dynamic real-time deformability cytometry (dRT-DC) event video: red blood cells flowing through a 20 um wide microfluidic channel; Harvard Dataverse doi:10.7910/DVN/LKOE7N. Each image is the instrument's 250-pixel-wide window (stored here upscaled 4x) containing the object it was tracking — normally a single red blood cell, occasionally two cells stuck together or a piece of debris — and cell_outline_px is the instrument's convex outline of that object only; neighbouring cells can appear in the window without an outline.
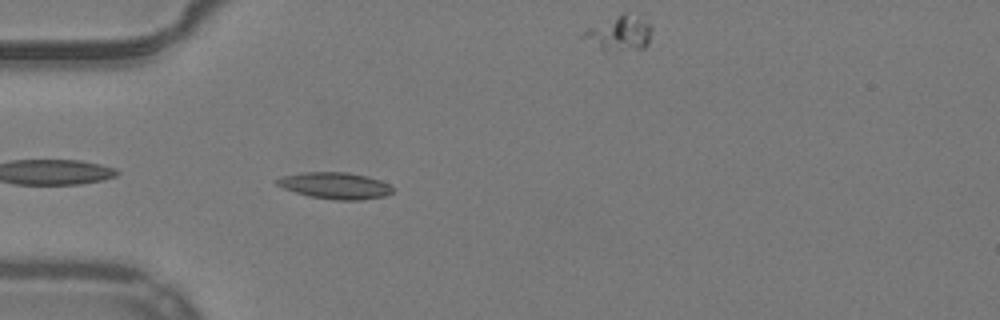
{"species": "common noctule bat (a hibernating species)", "species_latin": "Nyctalus noctula", "temperature_condition": "warm", "stored_images_in_passage": 33, "camera_frame_rate_fps": 3000, "um_per_image_px": 0.085, "animal": {"sex": "male", "body_mass_g": 19.2, "forearm_length_mm": 51.8}, "frame": {"image": 1, "passage_image": 3, "time_ms": 0.667, "image_size_px": [1000, 320], "cell_outline_px": [[392, 192], [388, 196], [360, 200], [336, 200], [308, 196], [284, 188], [276, 184], [272, 180], [280, 176], [304, 172], [348, 172], [380, 180], [388, 184], [392, 188]], "centroid_in_image_um": [28.45, 15.78], "position_along_channel_um": 56.5, "area_um2": 17.98}}
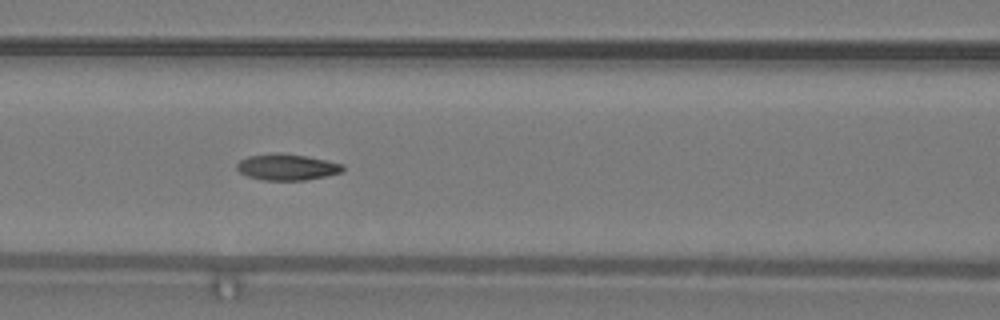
{"frame": {"image": 2, "passage_image": 10, "time_ms": 3.0, "image_size_px": [1000, 320], "cell_outline_px": [[344, 168], [340, 172], [324, 176], [304, 180], [264, 180], [248, 176], [240, 172], [236, 168], [236, 164], [240, 160], [248, 156], [276, 152], [284, 152], [308, 156], [344, 164]], "centroid_in_image_um": [24.37, 14.18], "position_along_channel_um": 142.2, "area_um2": 16.24}}
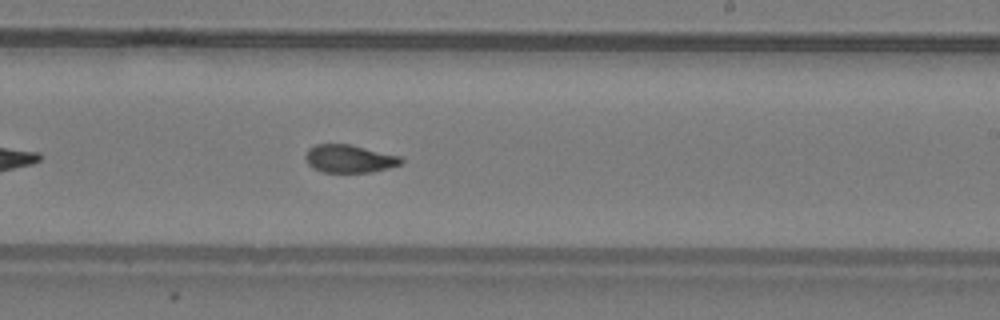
{"frame": {"image": 3, "passage_image": 19, "time_ms": 6.0, "image_size_px": [1000, 320], "cell_outline_px": [[404, 160], [400, 164], [388, 168], [372, 172], [324, 172], [312, 168], [308, 164], [304, 156], [308, 148], [316, 144], [348, 144], [400, 156]], "centroid_in_image_um": [29.66, 13.49], "position_along_channel_um": 259.3, "area_um2": 15.49}, "authors_computed_cell_mechanics": {"area_um2": 16.0684, "velocity_mm_per_s": 3.9133, "shape_relaxation_time_tau1_ms": 10.9187, "shape_relaxation_time_tau2_ms": 2.1827, "deformation_change_tau1": 0.2637, "deformation_change_tau2": 0.0704}}